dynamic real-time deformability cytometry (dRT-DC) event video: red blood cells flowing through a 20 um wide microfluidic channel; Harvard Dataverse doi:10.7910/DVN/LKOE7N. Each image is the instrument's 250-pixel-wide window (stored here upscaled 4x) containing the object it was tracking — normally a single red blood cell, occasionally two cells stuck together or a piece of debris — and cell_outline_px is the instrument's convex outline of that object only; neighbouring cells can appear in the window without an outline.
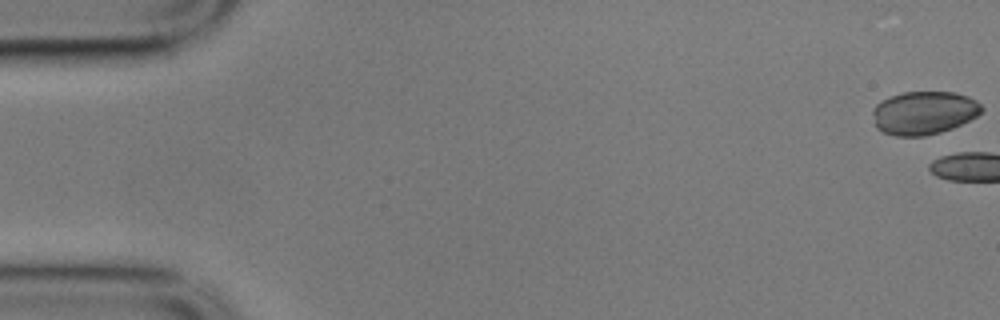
{"species": "common noctule bat (a hibernating species)", "species_latin": "Nyctalus noctula", "temperature_condition": "cold", "stored_images_in_passage": 4, "camera_frame_rate_fps": 3000, "um_per_image_px": 0.085, "animal": {"sex": "male", "body_mass_g": 17.9}, "frame": {"image": 1, "passage_image": 1, "time_ms": 0.0, "image_size_px": [1000, 320], "cell_outline_px": [[984, 108], [976, 116], [952, 128], [940, 132], [924, 136], [896, 136], [884, 132], [876, 128], [872, 112], [872, 108], [880, 100], [904, 92], [956, 92], [968, 96], [976, 100]], "centroid_in_image_um": [78.51, 9.58], "position_along_channel_um": 6.5, "area_um2": 27.46}}